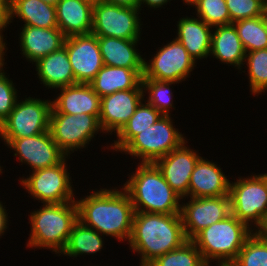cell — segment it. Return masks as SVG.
<instances>
[{"mask_svg":"<svg viewBox=\"0 0 267 266\" xmlns=\"http://www.w3.org/2000/svg\"><path fill=\"white\" fill-rule=\"evenodd\" d=\"M78 220L103 236L130 240L134 208L123 189H100L76 200Z\"/></svg>","mask_w":267,"mask_h":266,"instance_id":"cell-1","label":"cell"},{"mask_svg":"<svg viewBox=\"0 0 267 266\" xmlns=\"http://www.w3.org/2000/svg\"><path fill=\"white\" fill-rule=\"evenodd\" d=\"M187 241L180 214L134 213L128 244L133 252L140 254L141 266Z\"/></svg>","mask_w":267,"mask_h":266,"instance_id":"cell-2","label":"cell"},{"mask_svg":"<svg viewBox=\"0 0 267 266\" xmlns=\"http://www.w3.org/2000/svg\"><path fill=\"white\" fill-rule=\"evenodd\" d=\"M135 173L122 187L130 197L135 212L180 214L183 199L165 181L154 163H139Z\"/></svg>","mask_w":267,"mask_h":266,"instance_id":"cell-3","label":"cell"},{"mask_svg":"<svg viewBox=\"0 0 267 266\" xmlns=\"http://www.w3.org/2000/svg\"><path fill=\"white\" fill-rule=\"evenodd\" d=\"M29 217L31 234L26 246L50 249L60 255L78 221V207L76 201L43 204Z\"/></svg>","mask_w":267,"mask_h":266,"instance_id":"cell-4","label":"cell"},{"mask_svg":"<svg viewBox=\"0 0 267 266\" xmlns=\"http://www.w3.org/2000/svg\"><path fill=\"white\" fill-rule=\"evenodd\" d=\"M252 234V228L231 213L225 219L202 229L191 241L208 266L215 260L217 266H230Z\"/></svg>","mask_w":267,"mask_h":266,"instance_id":"cell-5","label":"cell"},{"mask_svg":"<svg viewBox=\"0 0 267 266\" xmlns=\"http://www.w3.org/2000/svg\"><path fill=\"white\" fill-rule=\"evenodd\" d=\"M184 142L185 137L173 127L170 115H162L149 128L135 135L120 152L140 158L141 163H154Z\"/></svg>","mask_w":267,"mask_h":266,"instance_id":"cell-6","label":"cell"},{"mask_svg":"<svg viewBox=\"0 0 267 266\" xmlns=\"http://www.w3.org/2000/svg\"><path fill=\"white\" fill-rule=\"evenodd\" d=\"M52 101L28 97L18 100L9 116L0 124L1 139H16L49 131Z\"/></svg>","mask_w":267,"mask_h":266,"instance_id":"cell-7","label":"cell"},{"mask_svg":"<svg viewBox=\"0 0 267 266\" xmlns=\"http://www.w3.org/2000/svg\"><path fill=\"white\" fill-rule=\"evenodd\" d=\"M140 9L104 2H94L92 34L118 39L139 40Z\"/></svg>","mask_w":267,"mask_h":266,"instance_id":"cell-8","label":"cell"},{"mask_svg":"<svg viewBox=\"0 0 267 266\" xmlns=\"http://www.w3.org/2000/svg\"><path fill=\"white\" fill-rule=\"evenodd\" d=\"M99 131L102 129L94 115L50 114L49 132L67 157L72 151L86 147Z\"/></svg>","mask_w":267,"mask_h":266,"instance_id":"cell-9","label":"cell"},{"mask_svg":"<svg viewBox=\"0 0 267 266\" xmlns=\"http://www.w3.org/2000/svg\"><path fill=\"white\" fill-rule=\"evenodd\" d=\"M229 197L231 213L251 228L267 212V182L261 174L230 183Z\"/></svg>","mask_w":267,"mask_h":266,"instance_id":"cell-10","label":"cell"},{"mask_svg":"<svg viewBox=\"0 0 267 266\" xmlns=\"http://www.w3.org/2000/svg\"><path fill=\"white\" fill-rule=\"evenodd\" d=\"M66 158L55 166L32 171L31 175L20 180L22 187L43 204L76 201Z\"/></svg>","mask_w":267,"mask_h":266,"instance_id":"cell-11","label":"cell"},{"mask_svg":"<svg viewBox=\"0 0 267 266\" xmlns=\"http://www.w3.org/2000/svg\"><path fill=\"white\" fill-rule=\"evenodd\" d=\"M150 62L144 61L142 79L156 81H185L191 75L196 62L188 51L175 38L163 47H160Z\"/></svg>","mask_w":267,"mask_h":266,"instance_id":"cell-12","label":"cell"},{"mask_svg":"<svg viewBox=\"0 0 267 266\" xmlns=\"http://www.w3.org/2000/svg\"><path fill=\"white\" fill-rule=\"evenodd\" d=\"M181 205L180 216L185 235L191 240L202 229L231 214L230 197L191 198Z\"/></svg>","mask_w":267,"mask_h":266,"instance_id":"cell-13","label":"cell"},{"mask_svg":"<svg viewBox=\"0 0 267 266\" xmlns=\"http://www.w3.org/2000/svg\"><path fill=\"white\" fill-rule=\"evenodd\" d=\"M21 163H27L32 171L59 164L66 155L59 149L49 131L39 135L16 139H2Z\"/></svg>","mask_w":267,"mask_h":266,"instance_id":"cell-14","label":"cell"},{"mask_svg":"<svg viewBox=\"0 0 267 266\" xmlns=\"http://www.w3.org/2000/svg\"><path fill=\"white\" fill-rule=\"evenodd\" d=\"M76 83H90L104 66L98 37L92 33L65 38Z\"/></svg>","mask_w":267,"mask_h":266,"instance_id":"cell-15","label":"cell"},{"mask_svg":"<svg viewBox=\"0 0 267 266\" xmlns=\"http://www.w3.org/2000/svg\"><path fill=\"white\" fill-rule=\"evenodd\" d=\"M142 82L130 90H121L101 98L99 124L102 132L118 133L144 100Z\"/></svg>","mask_w":267,"mask_h":266,"instance_id":"cell-16","label":"cell"},{"mask_svg":"<svg viewBox=\"0 0 267 266\" xmlns=\"http://www.w3.org/2000/svg\"><path fill=\"white\" fill-rule=\"evenodd\" d=\"M185 144L187 141L164 157L157 159L154 164L170 187L186 199L191 174L201 156Z\"/></svg>","mask_w":267,"mask_h":266,"instance_id":"cell-17","label":"cell"},{"mask_svg":"<svg viewBox=\"0 0 267 266\" xmlns=\"http://www.w3.org/2000/svg\"><path fill=\"white\" fill-rule=\"evenodd\" d=\"M59 96L52 101L51 113L94 115L99 120L101 97L87 83L59 88Z\"/></svg>","mask_w":267,"mask_h":266,"instance_id":"cell-18","label":"cell"},{"mask_svg":"<svg viewBox=\"0 0 267 266\" xmlns=\"http://www.w3.org/2000/svg\"><path fill=\"white\" fill-rule=\"evenodd\" d=\"M221 169L214 162L201 157L191 174L188 196L191 198L229 196L231 182Z\"/></svg>","mask_w":267,"mask_h":266,"instance_id":"cell-19","label":"cell"},{"mask_svg":"<svg viewBox=\"0 0 267 266\" xmlns=\"http://www.w3.org/2000/svg\"><path fill=\"white\" fill-rule=\"evenodd\" d=\"M19 36L22 56L32 64L63 47L66 38L58 27L22 26Z\"/></svg>","mask_w":267,"mask_h":266,"instance_id":"cell-20","label":"cell"},{"mask_svg":"<svg viewBox=\"0 0 267 266\" xmlns=\"http://www.w3.org/2000/svg\"><path fill=\"white\" fill-rule=\"evenodd\" d=\"M93 5L90 0H59L56 4L57 26L65 37L92 32Z\"/></svg>","mask_w":267,"mask_h":266,"instance_id":"cell-21","label":"cell"},{"mask_svg":"<svg viewBox=\"0 0 267 266\" xmlns=\"http://www.w3.org/2000/svg\"><path fill=\"white\" fill-rule=\"evenodd\" d=\"M176 39L196 59H204L210 55L212 26L207 25L199 17H183L177 21Z\"/></svg>","mask_w":267,"mask_h":266,"instance_id":"cell-22","label":"cell"},{"mask_svg":"<svg viewBox=\"0 0 267 266\" xmlns=\"http://www.w3.org/2000/svg\"><path fill=\"white\" fill-rule=\"evenodd\" d=\"M35 65L40 81L48 89H58L76 84L65 46L44 56Z\"/></svg>","mask_w":267,"mask_h":266,"instance_id":"cell-23","label":"cell"},{"mask_svg":"<svg viewBox=\"0 0 267 266\" xmlns=\"http://www.w3.org/2000/svg\"><path fill=\"white\" fill-rule=\"evenodd\" d=\"M104 65L144 69L145 58L136 49L139 40L97 36Z\"/></svg>","mask_w":267,"mask_h":266,"instance_id":"cell-24","label":"cell"},{"mask_svg":"<svg viewBox=\"0 0 267 266\" xmlns=\"http://www.w3.org/2000/svg\"><path fill=\"white\" fill-rule=\"evenodd\" d=\"M144 69H128L104 65L88 83L102 98L121 90L135 89L141 82Z\"/></svg>","mask_w":267,"mask_h":266,"instance_id":"cell-25","label":"cell"},{"mask_svg":"<svg viewBox=\"0 0 267 266\" xmlns=\"http://www.w3.org/2000/svg\"><path fill=\"white\" fill-rule=\"evenodd\" d=\"M216 30H215V29ZM210 55L241 70L246 51L233 24L213 27Z\"/></svg>","mask_w":267,"mask_h":266,"instance_id":"cell-26","label":"cell"},{"mask_svg":"<svg viewBox=\"0 0 267 266\" xmlns=\"http://www.w3.org/2000/svg\"><path fill=\"white\" fill-rule=\"evenodd\" d=\"M10 23L12 18L24 21L23 26L55 28L57 26L56 6L42 0H10Z\"/></svg>","mask_w":267,"mask_h":266,"instance_id":"cell-27","label":"cell"},{"mask_svg":"<svg viewBox=\"0 0 267 266\" xmlns=\"http://www.w3.org/2000/svg\"><path fill=\"white\" fill-rule=\"evenodd\" d=\"M144 102L141 101L129 121L116 134L117 140L110 145L112 150L119 152L135 135L149 128L162 116L155 107L145 100Z\"/></svg>","mask_w":267,"mask_h":266,"instance_id":"cell-28","label":"cell"},{"mask_svg":"<svg viewBox=\"0 0 267 266\" xmlns=\"http://www.w3.org/2000/svg\"><path fill=\"white\" fill-rule=\"evenodd\" d=\"M101 236L78 220L72 227L68 243L61 254L74 258L83 254H95L103 249L104 240Z\"/></svg>","mask_w":267,"mask_h":266,"instance_id":"cell-29","label":"cell"},{"mask_svg":"<svg viewBox=\"0 0 267 266\" xmlns=\"http://www.w3.org/2000/svg\"><path fill=\"white\" fill-rule=\"evenodd\" d=\"M247 52L267 48V29L262 16L238 20L232 23Z\"/></svg>","mask_w":267,"mask_h":266,"instance_id":"cell-30","label":"cell"},{"mask_svg":"<svg viewBox=\"0 0 267 266\" xmlns=\"http://www.w3.org/2000/svg\"><path fill=\"white\" fill-rule=\"evenodd\" d=\"M147 266H208L191 240L181 247L156 257Z\"/></svg>","mask_w":267,"mask_h":266,"instance_id":"cell-31","label":"cell"},{"mask_svg":"<svg viewBox=\"0 0 267 266\" xmlns=\"http://www.w3.org/2000/svg\"><path fill=\"white\" fill-rule=\"evenodd\" d=\"M244 61L247 62L251 93L267 91V48L247 52Z\"/></svg>","mask_w":267,"mask_h":266,"instance_id":"cell-32","label":"cell"},{"mask_svg":"<svg viewBox=\"0 0 267 266\" xmlns=\"http://www.w3.org/2000/svg\"><path fill=\"white\" fill-rule=\"evenodd\" d=\"M175 83L178 82L142 79L143 90L149 93L146 102L155 107L162 115H169L171 107L174 108L170 85Z\"/></svg>","mask_w":267,"mask_h":266,"instance_id":"cell-33","label":"cell"},{"mask_svg":"<svg viewBox=\"0 0 267 266\" xmlns=\"http://www.w3.org/2000/svg\"><path fill=\"white\" fill-rule=\"evenodd\" d=\"M230 266H267V241L252 234Z\"/></svg>","mask_w":267,"mask_h":266,"instance_id":"cell-34","label":"cell"},{"mask_svg":"<svg viewBox=\"0 0 267 266\" xmlns=\"http://www.w3.org/2000/svg\"><path fill=\"white\" fill-rule=\"evenodd\" d=\"M195 10L197 17L212 27L230 25L231 18L225 0H199Z\"/></svg>","mask_w":267,"mask_h":266,"instance_id":"cell-35","label":"cell"},{"mask_svg":"<svg viewBox=\"0 0 267 266\" xmlns=\"http://www.w3.org/2000/svg\"><path fill=\"white\" fill-rule=\"evenodd\" d=\"M231 24L235 21L254 18L263 14L267 3L264 0H225Z\"/></svg>","mask_w":267,"mask_h":266,"instance_id":"cell-36","label":"cell"},{"mask_svg":"<svg viewBox=\"0 0 267 266\" xmlns=\"http://www.w3.org/2000/svg\"><path fill=\"white\" fill-rule=\"evenodd\" d=\"M3 71V72H2ZM0 69V124L9 116L18 99L17 89L11 79Z\"/></svg>","mask_w":267,"mask_h":266,"instance_id":"cell-37","label":"cell"},{"mask_svg":"<svg viewBox=\"0 0 267 266\" xmlns=\"http://www.w3.org/2000/svg\"><path fill=\"white\" fill-rule=\"evenodd\" d=\"M10 0H0V41H3L2 30L10 23Z\"/></svg>","mask_w":267,"mask_h":266,"instance_id":"cell-38","label":"cell"},{"mask_svg":"<svg viewBox=\"0 0 267 266\" xmlns=\"http://www.w3.org/2000/svg\"><path fill=\"white\" fill-rule=\"evenodd\" d=\"M255 227L256 228H253V234L256 237L267 241V212L262 216L261 221Z\"/></svg>","mask_w":267,"mask_h":266,"instance_id":"cell-39","label":"cell"},{"mask_svg":"<svg viewBox=\"0 0 267 266\" xmlns=\"http://www.w3.org/2000/svg\"><path fill=\"white\" fill-rule=\"evenodd\" d=\"M8 213L5 209V206L3 207L2 202L0 201V237L4 234V232L7 229L8 225Z\"/></svg>","mask_w":267,"mask_h":266,"instance_id":"cell-40","label":"cell"},{"mask_svg":"<svg viewBox=\"0 0 267 266\" xmlns=\"http://www.w3.org/2000/svg\"><path fill=\"white\" fill-rule=\"evenodd\" d=\"M171 0H138V8L141 9V5L145 4L149 6L150 8H160L163 7L164 4H167Z\"/></svg>","mask_w":267,"mask_h":266,"instance_id":"cell-41","label":"cell"},{"mask_svg":"<svg viewBox=\"0 0 267 266\" xmlns=\"http://www.w3.org/2000/svg\"><path fill=\"white\" fill-rule=\"evenodd\" d=\"M107 3L138 8V0H102Z\"/></svg>","mask_w":267,"mask_h":266,"instance_id":"cell-42","label":"cell"},{"mask_svg":"<svg viewBox=\"0 0 267 266\" xmlns=\"http://www.w3.org/2000/svg\"><path fill=\"white\" fill-rule=\"evenodd\" d=\"M6 42H3V41H0V69L4 67V55H5V52H6V46H5ZM5 50V52H4Z\"/></svg>","mask_w":267,"mask_h":266,"instance_id":"cell-43","label":"cell"},{"mask_svg":"<svg viewBox=\"0 0 267 266\" xmlns=\"http://www.w3.org/2000/svg\"><path fill=\"white\" fill-rule=\"evenodd\" d=\"M262 16V20L264 22L265 28L267 29V5L264 8L263 14Z\"/></svg>","mask_w":267,"mask_h":266,"instance_id":"cell-44","label":"cell"},{"mask_svg":"<svg viewBox=\"0 0 267 266\" xmlns=\"http://www.w3.org/2000/svg\"><path fill=\"white\" fill-rule=\"evenodd\" d=\"M184 2L183 3H185V4H187V5H194L196 2H198L199 0H183Z\"/></svg>","mask_w":267,"mask_h":266,"instance_id":"cell-45","label":"cell"},{"mask_svg":"<svg viewBox=\"0 0 267 266\" xmlns=\"http://www.w3.org/2000/svg\"><path fill=\"white\" fill-rule=\"evenodd\" d=\"M42 1L45 2V3H48V4L56 6V4H57V2L59 0H42Z\"/></svg>","mask_w":267,"mask_h":266,"instance_id":"cell-46","label":"cell"},{"mask_svg":"<svg viewBox=\"0 0 267 266\" xmlns=\"http://www.w3.org/2000/svg\"><path fill=\"white\" fill-rule=\"evenodd\" d=\"M263 177H264V179L266 180V182H267V173H265V174H261Z\"/></svg>","mask_w":267,"mask_h":266,"instance_id":"cell-47","label":"cell"},{"mask_svg":"<svg viewBox=\"0 0 267 266\" xmlns=\"http://www.w3.org/2000/svg\"><path fill=\"white\" fill-rule=\"evenodd\" d=\"M90 1H92L94 3V2H97V1H100V0H90Z\"/></svg>","mask_w":267,"mask_h":266,"instance_id":"cell-48","label":"cell"}]
</instances>
